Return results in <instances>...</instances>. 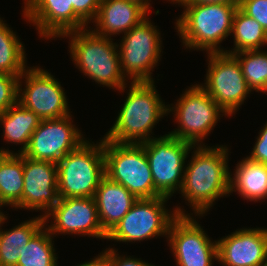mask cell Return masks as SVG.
Listing matches in <instances>:
<instances>
[{"mask_svg":"<svg viewBox=\"0 0 267 266\" xmlns=\"http://www.w3.org/2000/svg\"><path fill=\"white\" fill-rule=\"evenodd\" d=\"M196 146L185 166L180 194L188 201L195 216H204L215 200L230 194V168L226 145ZM228 194V195H227ZM214 202V203H213Z\"/></svg>","mask_w":267,"mask_h":266,"instance_id":"1","label":"cell"},{"mask_svg":"<svg viewBox=\"0 0 267 266\" xmlns=\"http://www.w3.org/2000/svg\"><path fill=\"white\" fill-rule=\"evenodd\" d=\"M130 84L117 119L104 138L116 143L141 144L152 139V129L168 114V105L157 93L154 81Z\"/></svg>","mask_w":267,"mask_h":266,"instance_id":"2","label":"cell"},{"mask_svg":"<svg viewBox=\"0 0 267 266\" xmlns=\"http://www.w3.org/2000/svg\"><path fill=\"white\" fill-rule=\"evenodd\" d=\"M72 61L81 73L100 85L124 92L126 77L121 70L118 44L113 39L95 34L92 29L68 32Z\"/></svg>","mask_w":267,"mask_h":266,"instance_id":"3","label":"cell"},{"mask_svg":"<svg viewBox=\"0 0 267 266\" xmlns=\"http://www.w3.org/2000/svg\"><path fill=\"white\" fill-rule=\"evenodd\" d=\"M184 11L176 19V30L185 48L225 53L219 48L231 34L232 20L239 5L222 3L178 4ZM219 45V46H218Z\"/></svg>","mask_w":267,"mask_h":266,"instance_id":"4","label":"cell"},{"mask_svg":"<svg viewBox=\"0 0 267 266\" xmlns=\"http://www.w3.org/2000/svg\"><path fill=\"white\" fill-rule=\"evenodd\" d=\"M92 143L84 141L57 163L59 198L94 197L106 174L103 138Z\"/></svg>","mask_w":267,"mask_h":266,"instance_id":"5","label":"cell"},{"mask_svg":"<svg viewBox=\"0 0 267 266\" xmlns=\"http://www.w3.org/2000/svg\"><path fill=\"white\" fill-rule=\"evenodd\" d=\"M105 174L137 199L155 198L150 165L142 144L116 143L103 137Z\"/></svg>","mask_w":267,"mask_h":266,"instance_id":"6","label":"cell"},{"mask_svg":"<svg viewBox=\"0 0 267 266\" xmlns=\"http://www.w3.org/2000/svg\"><path fill=\"white\" fill-rule=\"evenodd\" d=\"M180 97L174 107L168 104V114L175 112L172 114L178 123V129L168 133L195 147L202 146L220 116H229L199 84L186 89Z\"/></svg>","mask_w":267,"mask_h":266,"instance_id":"7","label":"cell"},{"mask_svg":"<svg viewBox=\"0 0 267 266\" xmlns=\"http://www.w3.org/2000/svg\"><path fill=\"white\" fill-rule=\"evenodd\" d=\"M168 200L169 198L163 196L138 199L128 213L107 234L106 239L128 243L140 242L156 236L168 237L170 224L177 216L193 215V213L186 214L181 207H176L173 211L167 210L165 203Z\"/></svg>","mask_w":267,"mask_h":266,"instance_id":"8","label":"cell"},{"mask_svg":"<svg viewBox=\"0 0 267 266\" xmlns=\"http://www.w3.org/2000/svg\"><path fill=\"white\" fill-rule=\"evenodd\" d=\"M150 165L155 197L171 198L183 184L185 160L195 146L175 136L165 134L141 143Z\"/></svg>","mask_w":267,"mask_h":266,"instance_id":"9","label":"cell"},{"mask_svg":"<svg viewBox=\"0 0 267 266\" xmlns=\"http://www.w3.org/2000/svg\"><path fill=\"white\" fill-rule=\"evenodd\" d=\"M156 27L146 17L125 33L118 44L122 73L131 82L154 81L151 71L162 56V38Z\"/></svg>","mask_w":267,"mask_h":266,"instance_id":"10","label":"cell"},{"mask_svg":"<svg viewBox=\"0 0 267 266\" xmlns=\"http://www.w3.org/2000/svg\"><path fill=\"white\" fill-rule=\"evenodd\" d=\"M208 62L206 80L200 86L232 116L252 91L241 65L233 55L226 53H208Z\"/></svg>","mask_w":267,"mask_h":266,"instance_id":"11","label":"cell"},{"mask_svg":"<svg viewBox=\"0 0 267 266\" xmlns=\"http://www.w3.org/2000/svg\"><path fill=\"white\" fill-rule=\"evenodd\" d=\"M25 88L22 89V79ZM18 102L41 120L58 119L70 114L67 97L60 82L40 67H27L18 78Z\"/></svg>","mask_w":267,"mask_h":266,"instance_id":"12","label":"cell"},{"mask_svg":"<svg viewBox=\"0 0 267 266\" xmlns=\"http://www.w3.org/2000/svg\"><path fill=\"white\" fill-rule=\"evenodd\" d=\"M201 227L192 216H177L171 222L167 240L177 266H213L218 259L217 241Z\"/></svg>","mask_w":267,"mask_h":266,"instance_id":"13","label":"cell"},{"mask_svg":"<svg viewBox=\"0 0 267 266\" xmlns=\"http://www.w3.org/2000/svg\"><path fill=\"white\" fill-rule=\"evenodd\" d=\"M71 116L69 114L58 119L41 120L22 155L57 164L69 152L78 148L86 138L72 124Z\"/></svg>","mask_w":267,"mask_h":266,"instance_id":"14","label":"cell"},{"mask_svg":"<svg viewBox=\"0 0 267 266\" xmlns=\"http://www.w3.org/2000/svg\"><path fill=\"white\" fill-rule=\"evenodd\" d=\"M50 216L54 218L53 223L47 226ZM44 221L53 237L60 233L107 238L100 225L94 197L59 198L58 203L44 216Z\"/></svg>","mask_w":267,"mask_h":266,"instance_id":"15","label":"cell"},{"mask_svg":"<svg viewBox=\"0 0 267 266\" xmlns=\"http://www.w3.org/2000/svg\"><path fill=\"white\" fill-rule=\"evenodd\" d=\"M24 4V19L36 26L44 39L88 28L69 6V0H25Z\"/></svg>","mask_w":267,"mask_h":266,"instance_id":"16","label":"cell"},{"mask_svg":"<svg viewBox=\"0 0 267 266\" xmlns=\"http://www.w3.org/2000/svg\"><path fill=\"white\" fill-rule=\"evenodd\" d=\"M57 164L24 156L22 209L41 210L44 217L58 203Z\"/></svg>","mask_w":267,"mask_h":266,"instance_id":"17","label":"cell"},{"mask_svg":"<svg viewBox=\"0 0 267 266\" xmlns=\"http://www.w3.org/2000/svg\"><path fill=\"white\" fill-rule=\"evenodd\" d=\"M237 230L217 240V262L223 266L264 265L267 262V228Z\"/></svg>","mask_w":267,"mask_h":266,"instance_id":"18","label":"cell"},{"mask_svg":"<svg viewBox=\"0 0 267 266\" xmlns=\"http://www.w3.org/2000/svg\"><path fill=\"white\" fill-rule=\"evenodd\" d=\"M149 12L130 0H101L95 22V34L111 38L127 33L145 19ZM112 35V36H111Z\"/></svg>","mask_w":267,"mask_h":266,"instance_id":"19","label":"cell"},{"mask_svg":"<svg viewBox=\"0 0 267 266\" xmlns=\"http://www.w3.org/2000/svg\"><path fill=\"white\" fill-rule=\"evenodd\" d=\"M102 229L108 234L138 200L122 184L105 176L94 195Z\"/></svg>","mask_w":267,"mask_h":266,"instance_id":"20","label":"cell"},{"mask_svg":"<svg viewBox=\"0 0 267 266\" xmlns=\"http://www.w3.org/2000/svg\"><path fill=\"white\" fill-rule=\"evenodd\" d=\"M236 165L234 176L230 174V194L234 191L254 202L267 199V166L248 157Z\"/></svg>","mask_w":267,"mask_h":266,"instance_id":"21","label":"cell"},{"mask_svg":"<svg viewBox=\"0 0 267 266\" xmlns=\"http://www.w3.org/2000/svg\"><path fill=\"white\" fill-rule=\"evenodd\" d=\"M6 219L5 214L0 219V266H17L20 253L32 236L45 224V221L40 215L3 231L1 225Z\"/></svg>","mask_w":267,"mask_h":266,"instance_id":"22","label":"cell"},{"mask_svg":"<svg viewBox=\"0 0 267 266\" xmlns=\"http://www.w3.org/2000/svg\"><path fill=\"white\" fill-rule=\"evenodd\" d=\"M41 119L19 102L0 112V124L3 125V137L8 143L21 144L16 154H23L32 133L38 128Z\"/></svg>","mask_w":267,"mask_h":266,"instance_id":"23","label":"cell"},{"mask_svg":"<svg viewBox=\"0 0 267 266\" xmlns=\"http://www.w3.org/2000/svg\"><path fill=\"white\" fill-rule=\"evenodd\" d=\"M24 155L0 154V206L22 208Z\"/></svg>","mask_w":267,"mask_h":266,"instance_id":"24","label":"cell"},{"mask_svg":"<svg viewBox=\"0 0 267 266\" xmlns=\"http://www.w3.org/2000/svg\"><path fill=\"white\" fill-rule=\"evenodd\" d=\"M231 34L234 38V48L225 50L226 54L241 51L261 50L267 45V33L263 27L252 17L245 14L239 7L236 9L232 20Z\"/></svg>","mask_w":267,"mask_h":266,"instance_id":"25","label":"cell"},{"mask_svg":"<svg viewBox=\"0 0 267 266\" xmlns=\"http://www.w3.org/2000/svg\"><path fill=\"white\" fill-rule=\"evenodd\" d=\"M0 17V73L21 76L27 68L25 47Z\"/></svg>","mask_w":267,"mask_h":266,"instance_id":"26","label":"cell"},{"mask_svg":"<svg viewBox=\"0 0 267 266\" xmlns=\"http://www.w3.org/2000/svg\"><path fill=\"white\" fill-rule=\"evenodd\" d=\"M52 240L53 236L44 224L20 253L17 266H58Z\"/></svg>","mask_w":267,"mask_h":266,"instance_id":"27","label":"cell"},{"mask_svg":"<svg viewBox=\"0 0 267 266\" xmlns=\"http://www.w3.org/2000/svg\"><path fill=\"white\" fill-rule=\"evenodd\" d=\"M240 63L252 91L267 93V51L248 50L232 54Z\"/></svg>","mask_w":267,"mask_h":266,"instance_id":"28","label":"cell"},{"mask_svg":"<svg viewBox=\"0 0 267 266\" xmlns=\"http://www.w3.org/2000/svg\"><path fill=\"white\" fill-rule=\"evenodd\" d=\"M20 76L0 73V112L18 102V83Z\"/></svg>","mask_w":267,"mask_h":266,"instance_id":"29","label":"cell"},{"mask_svg":"<svg viewBox=\"0 0 267 266\" xmlns=\"http://www.w3.org/2000/svg\"><path fill=\"white\" fill-rule=\"evenodd\" d=\"M239 8L255 19L267 33V0H240Z\"/></svg>","mask_w":267,"mask_h":266,"instance_id":"30","label":"cell"},{"mask_svg":"<svg viewBox=\"0 0 267 266\" xmlns=\"http://www.w3.org/2000/svg\"><path fill=\"white\" fill-rule=\"evenodd\" d=\"M100 2L101 0H69V6H73L74 13L88 26L95 20Z\"/></svg>","mask_w":267,"mask_h":266,"instance_id":"31","label":"cell"},{"mask_svg":"<svg viewBox=\"0 0 267 266\" xmlns=\"http://www.w3.org/2000/svg\"><path fill=\"white\" fill-rule=\"evenodd\" d=\"M106 266H155L151 263L140 260L141 258H132L131 256H119L114 248L103 251Z\"/></svg>","mask_w":267,"mask_h":266,"instance_id":"32","label":"cell"},{"mask_svg":"<svg viewBox=\"0 0 267 266\" xmlns=\"http://www.w3.org/2000/svg\"><path fill=\"white\" fill-rule=\"evenodd\" d=\"M247 157L267 166V122L259 132L253 150Z\"/></svg>","mask_w":267,"mask_h":266,"instance_id":"33","label":"cell"},{"mask_svg":"<svg viewBox=\"0 0 267 266\" xmlns=\"http://www.w3.org/2000/svg\"><path fill=\"white\" fill-rule=\"evenodd\" d=\"M178 4H205V3H222L239 5L240 0H172L171 3Z\"/></svg>","mask_w":267,"mask_h":266,"instance_id":"34","label":"cell"},{"mask_svg":"<svg viewBox=\"0 0 267 266\" xmlns=\"http://www.w3.org/2000/svg\"><path fill=\"white\" fill-rule=\"evenodd\" d=\"M76 266H106L103 252H102V254L100 253V255H98L97 257L95 256L94 259H91L90 261L78 264Z\"/></svg>","mask_w":267,"mask_h":266,"instance_id":"35","label":"cell"},{"mask_svg":"<svg viewBox=\"0 0 267 266\" xmlns=\"http://www.w3.org/2000/svg\"><path fill=\"white\" fill-rule=\"evenodd\" d=\"M139 3L141 6H143L147 11L150 10V2L151 0H130Z\"/></svg>","mask_w":267,"mask_h":266,"instance_id":"36","label":"cell"},{"mask_svg":"<svg viewBox=\"0 0 267 266\" xmlns=\"http://www.w3.org/2000/svg\"><path fill=\"white\" fill-rule=\"evenodd\" d=\"M0 154H16V153H14L13 151L11 152V151H9V149H0Z\"/></svg>","mask_w":267,"mask_h":266,"instance_id":"37","label":"cell"},{"mask_svg":"<svg viewBox=\"0 0 267 266\" xmlns=\"http://www.w3.org/2000/svg\"><path fill=\"white\" fill-rule=\"evenodd\" d=\"M0 207H1V206H0ZM3 215H4V213L1 212V210H0V219L2 218Z\"/></svg>","mask_w":267,"mask_h":266,"instance_id":"38","label":"cell"}]
</instances>
